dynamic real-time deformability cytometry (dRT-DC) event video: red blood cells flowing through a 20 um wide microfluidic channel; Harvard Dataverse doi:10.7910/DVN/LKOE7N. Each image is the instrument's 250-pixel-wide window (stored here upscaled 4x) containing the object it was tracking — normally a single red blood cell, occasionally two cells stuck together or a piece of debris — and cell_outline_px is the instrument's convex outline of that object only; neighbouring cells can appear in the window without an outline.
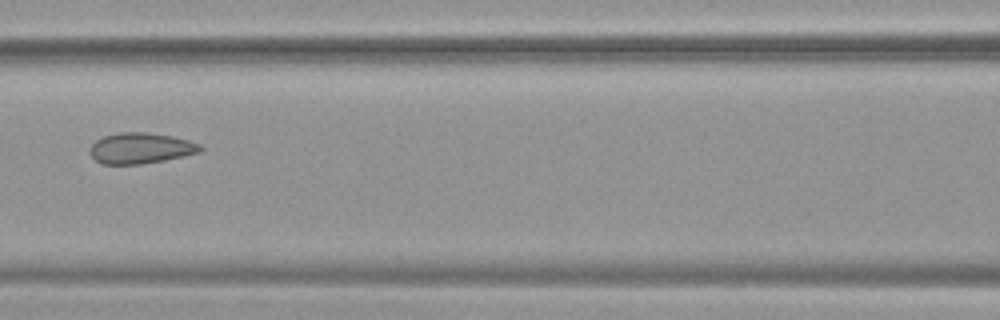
{"species": "common noctule bat (a hibernating species)", "species_latin": "Nyctalus noctula", "temperature_condition": "warm", "stored_images_in_passage": 4, "camera_frame_rate_fps": 3000, "um_per_image_px": 0.085, "animal": {"sex": "female", "body_mass_g": 19.9}, "frame": {"image": 1, "passage_image": 4, "time_ms": 1.0, "image_size_px": [1000, 320], "cell_outline_px": [[204, 148], [200, 152], [164, 160], [140, 164], [100, 164], [88, 152], [88, 148], [96, 140], [104, 136], [120, 132], [144, 132], [172, 136], [188, 140], [200, 144]], "centroid_in_image_um": [11.93, 12.59], "position_along_channel_um": 154.7, "area_um2": 19.83}}